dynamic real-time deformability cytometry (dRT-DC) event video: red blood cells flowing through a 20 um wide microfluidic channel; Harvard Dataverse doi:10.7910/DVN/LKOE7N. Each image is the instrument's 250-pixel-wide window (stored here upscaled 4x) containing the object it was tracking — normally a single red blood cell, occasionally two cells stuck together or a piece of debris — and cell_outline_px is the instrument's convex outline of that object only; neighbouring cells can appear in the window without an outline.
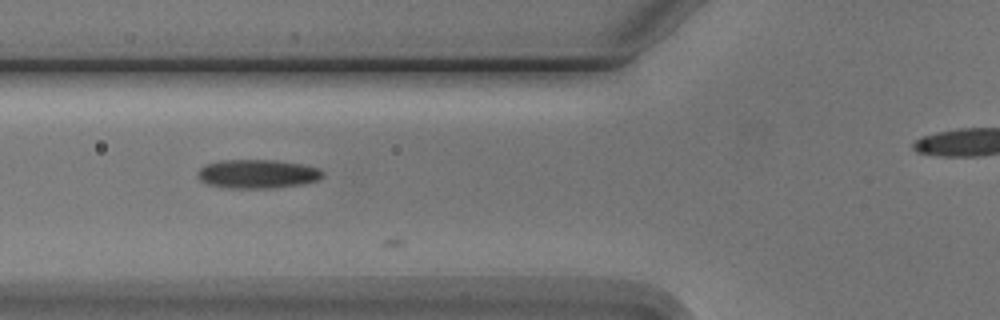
{"species": "Egyptian fruit bat (a non-hibernating species)", "species_latin": "Rousettus aegyptiacus", "temperature_condition": "cold", "stored_images_in_passage": 7, "camera_frame_rate_fps": 3000, "um_per_image_px": 0.085, "animal": {"sex": "male"}, "frame": {"image": 1, "passage_image": 2, "time_ms": 1.0, "image_size_px": [1000, 320], "cell_outline_px": [[324, 176], [320, 180], [304, 184], [276, 188], [228, 188], [208, 184], [200, 180], [196, 176], [196, 172], [204, 164], [220, 160], [276, 160], [300, 164], [320, 168], [324, 172]], "centroid_in_image_um": [21.89, 14.78], "position_along_channel_um": 103.9, "area_um2": 21.39}}
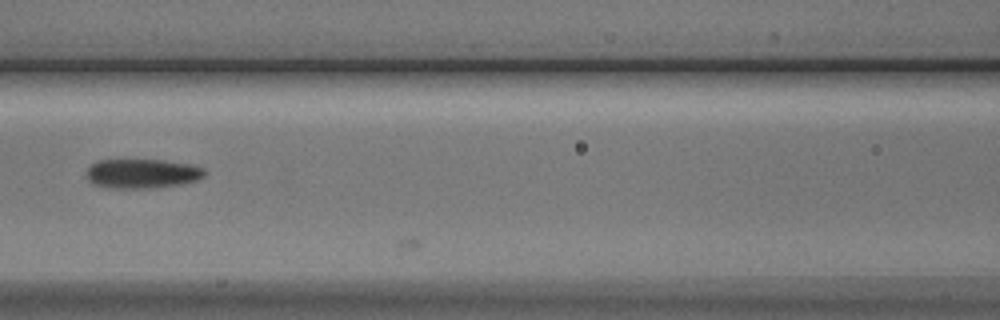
{"frame": {"image": 2, "passage_image": 3, "time_ms": 2.333, "image_size_px": [1000, 320], "cell_outline_px": [[204, 176], [196, 180], [180, 184], [156, 188], [112, 188], [92, 184], [88, 180], [88, 168], [92, 164], [100, 160], [164, 160], [188, 164], [204, 168]], "centroid_in_image_um": [12.08, 14.76], "position_along_channel_um": 154.5, "area_um2": 20.06}}
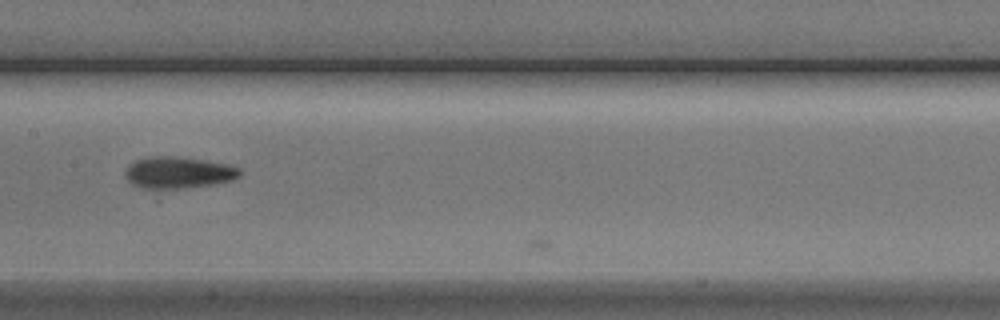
{"frame": {"image": 3, "passage_image": 4, "time_ms": 3.333, "image_size_px": [1000, 320], "cell_outline_px": [[240, 176], [232, 180], [212, 184], [184, 188], [144, 188], [132, 184], [128, 180], [124, 172], [136, 160], [152, 156], [172, 156], [204, 160], [228, 164], [240, 168]], "centroid_in_image_um": [15.18, 14.66], "position_along_channel_um": 192.2, "area_um2": 20.81}}